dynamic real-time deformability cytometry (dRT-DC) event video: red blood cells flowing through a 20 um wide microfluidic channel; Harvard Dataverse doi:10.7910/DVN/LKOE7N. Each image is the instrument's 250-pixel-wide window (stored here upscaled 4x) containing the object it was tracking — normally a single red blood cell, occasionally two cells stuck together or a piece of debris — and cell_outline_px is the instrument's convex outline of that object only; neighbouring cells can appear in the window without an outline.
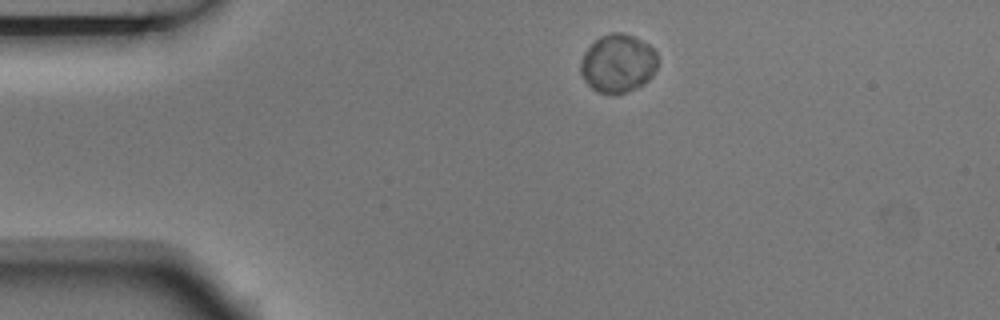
{"species": "Egyptian fruit bat (a non-hibernating species)", "species_latin": "Rousettus aegyptiacus", "temperature_condition": "room temperature", "stored_images_in_passage": 2, "camera_frame_rate_fps": 3000, "um_per_image_px": 0.085, "animal": {"sex": "male"}, "frame": {"image": 1, "passage_image": 1, "time_ms": 0.0, "image_size_px": [1000, 320], "cell_outline_px": [[656, 68], [652, 76], [644, 84], [628, 92], [596, 92], [584, 80], [580, 72], [580, 60], [584, 52], [600, 36], [612, 32], [620, 32], [632, 36], [648, 44], [656, 52]], "centroid_in_image_um": [52.5, 5.38], "position_along_channel_um": 32.5, "area_um2": 25.95}}